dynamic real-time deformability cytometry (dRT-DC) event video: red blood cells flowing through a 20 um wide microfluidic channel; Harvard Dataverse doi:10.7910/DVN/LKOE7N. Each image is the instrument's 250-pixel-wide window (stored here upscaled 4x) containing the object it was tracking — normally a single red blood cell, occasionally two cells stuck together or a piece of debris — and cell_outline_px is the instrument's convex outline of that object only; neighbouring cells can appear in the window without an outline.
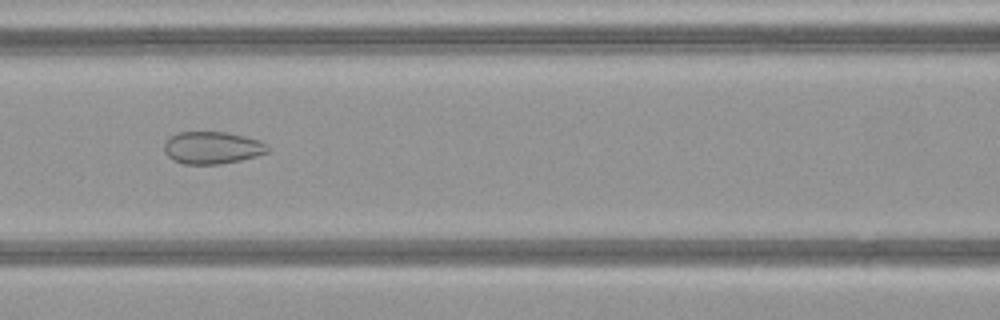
{"species": "common noctule bat (a hibernating species)", "species_latin": "Nyctalus noctula", "temperature_condition": "warm", "stored_images_in_passage": 48, "camera_frame_rate_fps": 3000, "um_per_image_px": 0.085, "animal": {"sex": "female", "body_mass_g": 21.9}, "frame": {"image": 1, "passage_image": 21, "time_ms": 6.667, "image_size_px": [1000, 320], "cell_outline_px": [[268, 152], [256, 156], [240, 160], [220, 164], [184, 164], [172, 160], [164, 152], [164, 144], [176, 132], [224, 132], [244, 136], [260, 140], [268, 148]], "centroid_in_image_um": [18.01, 12.56], "position_along_channel_um": 148.6, "area_um2": 19.36}}
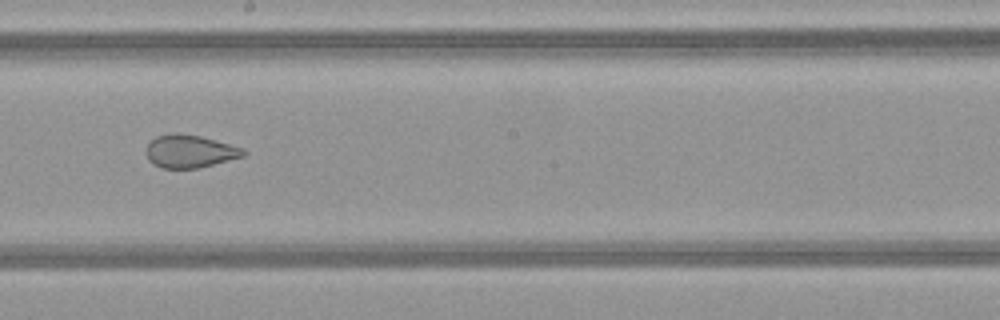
{"frame": {"image": 2, "passage_image": 27, "time_ms": 8.667, "image_size_px": [1000, 320], "cell_outline_px": [[248, 152], [244, 156], [196, 168], [160, 168], [152, 164], [148, 160], [144, 152], [148, 144], [156, 136], [176, 132], [200, 136], [244, 148]], "centroid_in_image_um": [16.09, 12.86], "position_along_channel_um": 232.1, "area_um2": 18.67}}
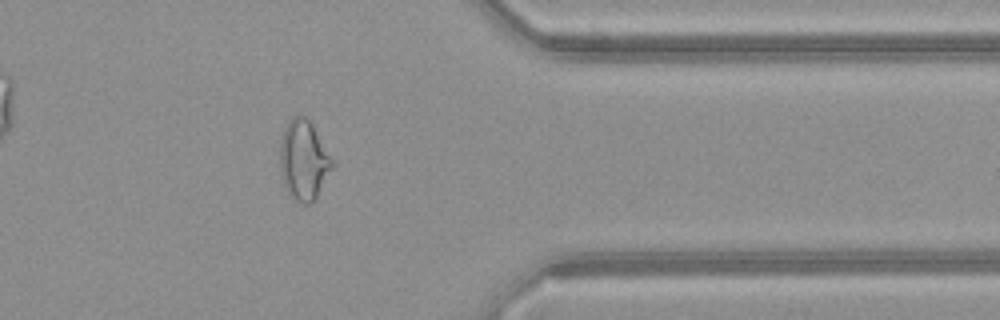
{"frame": {"image": 3, "passage_image": 39, "time_ms": 12.667, "image_size_px": [1000, 320], "cell_outline_px": [[332, 168], [312, 204], [304, 204], [296, 200], [288, 192], [284, 184], [280, 172], [280, 144], [284, 128], [288, 120], [292, 116], [308, 116], [332, 160]], "centroid_in_image_um": [25.78, 13.59], "position_along_channel_um": 385.6, "area_um2": 23.99}, "authors_computed_cell_mechanics": {"area_um2": 25.3164, "velocity_mm_per_s": 4.1874, "shape_relaxation_time_tau1_ms": null, "shape_relaxation_time_tau2_ms": 1.4717, "deformation_change_tau1": null, "deformation_change_tau2": 0.0879}}